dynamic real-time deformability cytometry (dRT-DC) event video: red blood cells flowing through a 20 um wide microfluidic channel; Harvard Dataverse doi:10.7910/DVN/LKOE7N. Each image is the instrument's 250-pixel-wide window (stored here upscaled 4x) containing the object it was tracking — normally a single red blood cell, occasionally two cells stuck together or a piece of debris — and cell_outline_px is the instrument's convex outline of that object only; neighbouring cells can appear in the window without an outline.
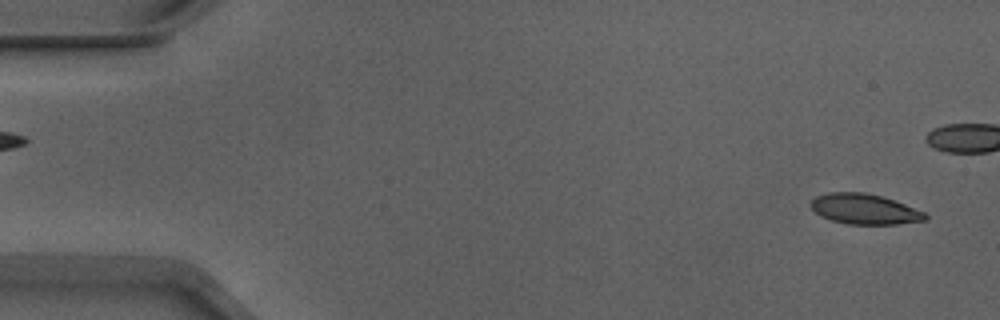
{"species": "Egyptian fruit bat (a non-hibernating species)", "species_latin": "Rousettus aegyptiacus", "temperature_condition": "warm", "stored_images_in_passage": 40, "camera_frame_rate_fps": 3000, "um_per_image_px": 0.085, "animal": {"sex": "male"}, "frame": {"image": 1, "passage_image": 1, "time_ms": 0.0, "image_size_px": [1000, 320], "cell_outline_px": [[928, 220], [896, 224], [848, 224], [832, 220], [820, 216], [808, 204], [816, 196], [828, 192], [864, 192], [880, 196], [904, 204], [924, 212], [928, 216]], "centroid_in_image_um": [73.46, 17.77], "position_along_channel_um": 11.5, "area_um2": 20.11}}
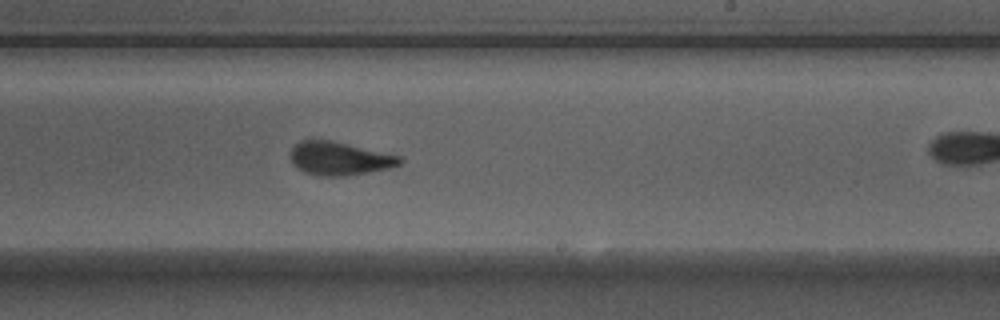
{"frame": {"image": 2, "passage_image": 30, "time_ms": 9.667, "image_size_px": [1000, 320], "cell_outline_px": [[404, 160], [400, 164], [388, 168], [368, 172], [344, 176], [320, 176], [304, 172], [296, 168], [292, 164], [292, 148], [300, 140], [332, 140], [400, 156]], "centroid_in_image_um": [28.84, 13.47], "position_along_channel_um": 260.2, "area_um2": 21.1}}
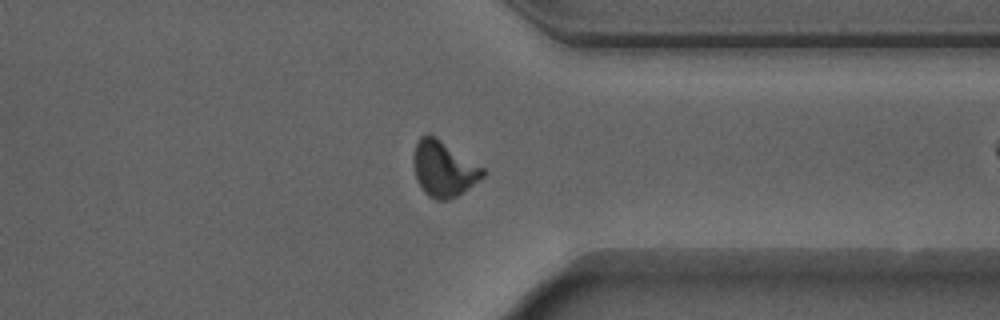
{"frame": {"image": 3, "passage_image": 39, "time_ms": 12.667, "image_size_px": [1000, 320], "cell_outline_px": [[488, 172], [480, 180], [456, 196], [448, 200], [436, 200], [428, 196], [424, 192], [416, 180], [412, 164], [416, 144], [420, 136], [428, 132], [484, 168]], "centroid_in_image_um": [37.69, 14.35], "position_along_channel_um": 373.7, "area_um2": 22.48}}